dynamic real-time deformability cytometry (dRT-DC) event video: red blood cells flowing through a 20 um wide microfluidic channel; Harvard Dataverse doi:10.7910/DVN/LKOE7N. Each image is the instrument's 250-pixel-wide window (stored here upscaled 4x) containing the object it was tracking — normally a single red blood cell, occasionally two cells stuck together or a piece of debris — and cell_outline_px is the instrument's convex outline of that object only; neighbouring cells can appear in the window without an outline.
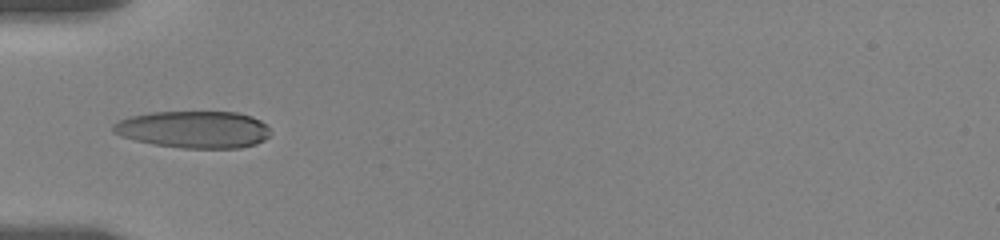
{"species": "human", "species_latin": "Homo sapiens", "temperature_condition": "room temperature", "stored_images_in_passage": 12, "camera_frame_rate_fps": 3000, "um_per_image_px": 0.085, "donor": {"sex": "female"}, "frame": {"image": 1, "passage_image": 1, "time_ms": 0.0, "image_size_px": [1000, 240], "cell_outline_px": [[272, 132], [264, 140], [256, 144], [240, 148], [184, 148], [152, 144], [120, 136], [112, 132], [112, 124], [120, 120], [132, 116], [152, 112], [236, 112], [252, 116], [260, 120]], "centroid_in_image_um": [16.47, 11.01], "position_along_channel_um": 68.5, "area_um2": 34.04}}
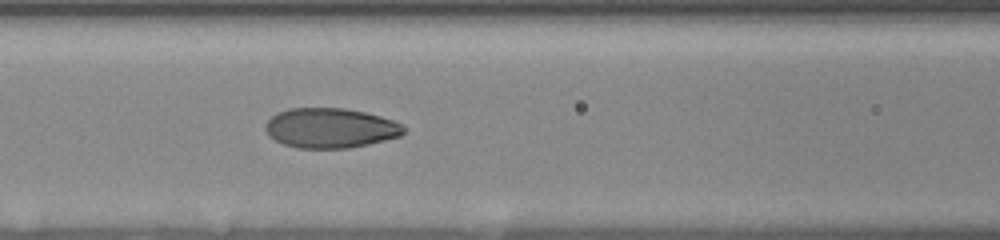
{"frame": {"image": 2, "passage_image": 7, "time_ms": 2.0, "image_size_px": [1000, 240], "cell_outline_px": [[404, 132], [400, 136], [368, 144], [348, 148], [296, 148], [284, 144], [268, 136], [264, 128], [268, 120], [276, 112], [288, 108], [344, 108], [364, 112], [380, 116], [392, 120], [400, 124], [404, 128]], "centroid_in_image_um": [28.04, 10.88], "position_along_channel_um": 138.6, "area_um2": 32.08}}
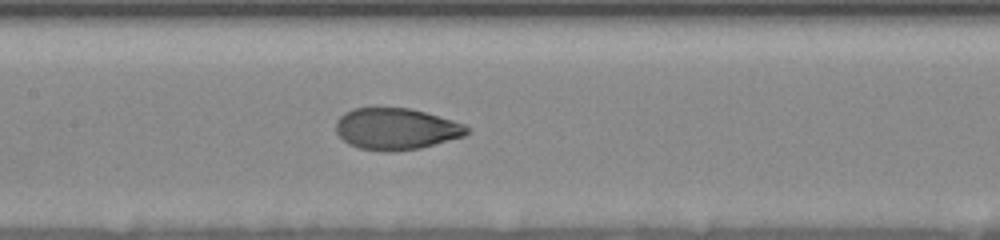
{"frame": {"image": 3, "passage_image": 11, "time_ms": 3.0, "image_size_px": [1000, 240], "cell_outline_px": [[472, 128], [464, 136], [420, 148], [388, 152], [380, 152], [360, 148], [348, 144], [336, 132], [336, 120], [344, 112], [352, 108], [408, 108], [424, 112], [452, 120], [464, 124]], "centroid_in_image_um": [33.65, 10.96], "position_along_channel_um": 173.7, "area_um2": 31.73}}